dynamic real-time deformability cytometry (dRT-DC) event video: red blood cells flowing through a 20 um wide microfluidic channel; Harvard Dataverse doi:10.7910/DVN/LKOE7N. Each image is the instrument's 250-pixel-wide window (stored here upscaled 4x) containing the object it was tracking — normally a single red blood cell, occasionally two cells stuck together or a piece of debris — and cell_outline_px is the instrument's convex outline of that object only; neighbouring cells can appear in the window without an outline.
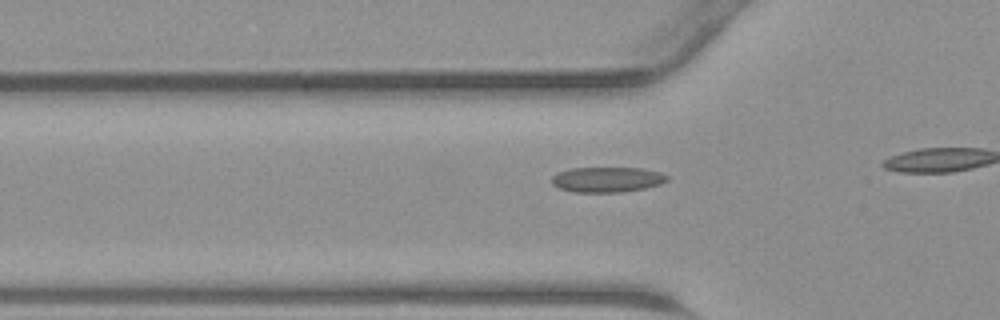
{"species": "common noctule bat (a hibernating species)", "species_latin": "Nyctalus noctula", "temperature_condition": "warm", "stored_images_in_passage": 11, "camera_frame_rate_fps": 3000, "um_per_image_px": 0.085, "animal": {"sex": "male", "body_mass_g": 23.1, "forearm_length_mm": 52.7}, "frame": {"image": 1, "passage_image": 7, "time_ms": 2.0, "image_size_px": [1000, 320], "cell_outline_px": [[668, 180], [660, 184], [644, 188], [620, 192], [572, 192], [560, 188], [552, 184], [552, 176], [560, 172], [572, 168], [640, 168], [660, 172], [668, 176]], "centroid_in_image_um": [51.61, 15.26], "position_along_channel_um": 74.2, "area_um2": 16.82}}
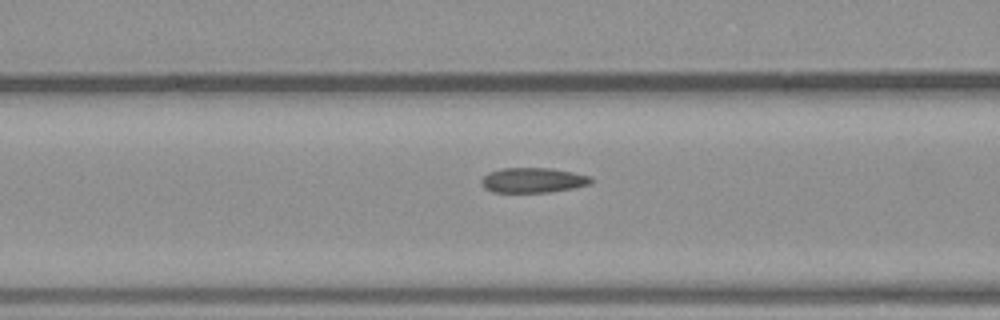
{"frame": {"image": 2, "passage_image": 10, "time_ms": 3.0, "image_size_px": [1000, 320], "cell_outline_px": [[596, 180], [592, 184], [576, 188], [548, 192], [492, 192], [484, 188], [480, 184], [480, 180], [488, 172], [500, 168], [552, 168], [592, 176]], "centroid_in_image_um": [45.34, 15.32], "position_along_channel_um": 121.3, "area_um2": 16.36}}